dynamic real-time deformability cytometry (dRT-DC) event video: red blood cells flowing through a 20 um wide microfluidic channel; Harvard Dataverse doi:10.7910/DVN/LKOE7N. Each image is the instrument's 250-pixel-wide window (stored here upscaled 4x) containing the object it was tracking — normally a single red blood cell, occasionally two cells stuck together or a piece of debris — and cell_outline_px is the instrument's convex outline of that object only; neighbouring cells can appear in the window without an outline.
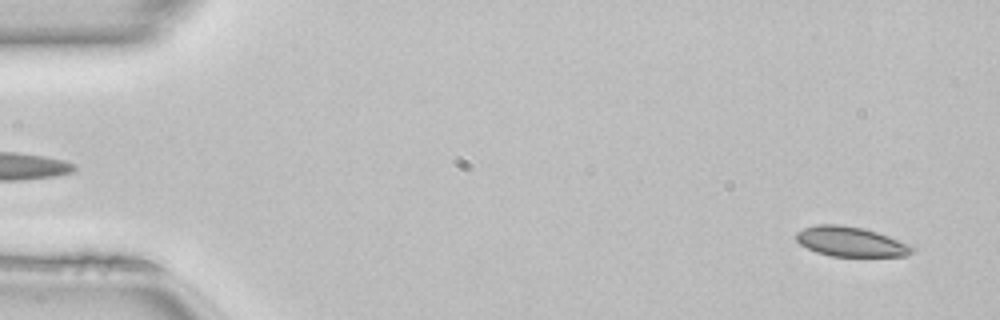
{"species": "common noctule bat (a hibernating species)", "species_latin": "Nyctalus noctula", "temperature_condition": "room temperature", "stored_images_in_passage": 49, "camera_frame_rate_fps": 3000, "um_per_image_px": 0.085, "animal": {"sex": "female", "body_mass_g": 22.7, "forearm_length_mm": 54.2}, "frame": {"image": 1, "passage_image": 2, "time_ms": 0.333, "image_size_px": [1000, 320], "cell_outline_px": [[916, 248], [912, 252], [904, 256], [832, 256], [816, 252], [800, 244], [796, 240], [796, 232], [804, 228], [816, 224], [840, 224], [864, 228], [888, 236], [908, 244]], "centroid_in_image_um": [72.28, 20.53], "position_along_channel_um": 12.7, "area_um2": 20.06}}
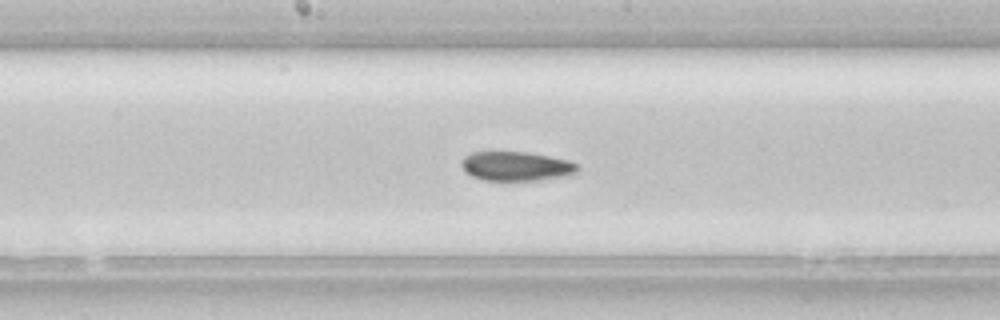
{"frame": {"image": 2, "passage_image": 25, "time_ms": 8.0, "image_size_px": [1000, 320], "cell_outline_px": [[580, 168], [576, 172], [564, 176], [536, 180], [484, 180], [472, 176], [460, 164], [460, 160], [464, 156], [472, 152], [528, 152], [568, 160], [576, 164]], "centroid_in_image_um": [43.86, 14.12], "position_along_channel_um": 204.3, "area_um2": 19.59}}
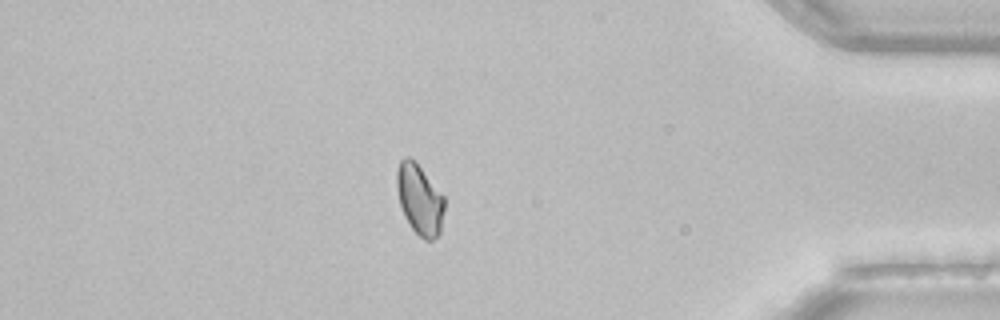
{"frame": {"image": 3, "passage_image": 42, "time_ms": 13.667, "image_size_px": [1000, 320], "cell_outline_px": [[444, 208], [440, 232], [432, 240], [424, 240], [412, 228], [404, 216], [400, 204], [396, 188], [396, 172], [400, 160], [404, 156], [408, 156], [416, 160], [444, 196]], "centroid_in_image_um": [35.65, 16.9], "position_along_channel_um": 399.5, "area_um2": 19.71}}